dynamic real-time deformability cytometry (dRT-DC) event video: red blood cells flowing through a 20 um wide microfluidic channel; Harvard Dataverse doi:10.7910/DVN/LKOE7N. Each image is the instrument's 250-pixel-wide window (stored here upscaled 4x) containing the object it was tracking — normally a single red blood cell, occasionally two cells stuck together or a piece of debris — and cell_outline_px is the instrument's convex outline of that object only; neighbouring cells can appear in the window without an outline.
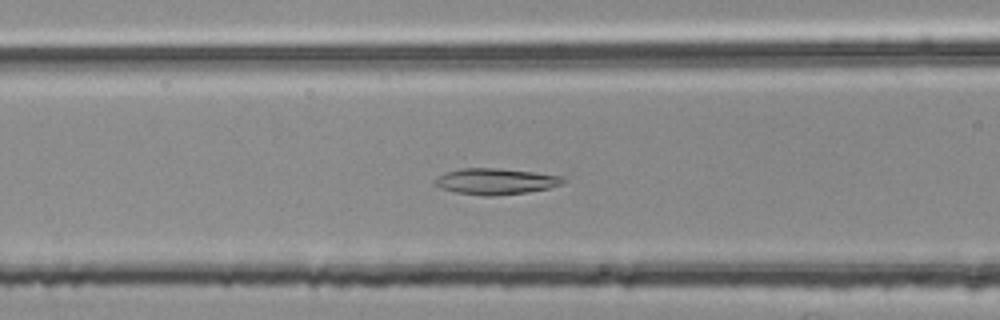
{"species": "common noctule bat (a hibernating species)", "species_latin": "Nyctalus noctula", "temperature_condition": "room temperature", "stored_images_in_passage": 53, "segment_of_instrument_passage": [2, 2], "camera_frame_rate_fps": 3000, "um_per_image_px": 0.085, "animal": {"sex": "female", "body_mass_g": 25.1}, "frame": {"image": 1, "passage_image": 22, "time_ms": 7.0, "image_size_px": [1000, 320], "cell_outline_px": [[568, 180], [560, 184], [548, 188], [528, 192], [492, 196], [484, 196], [456, 192], [440, 188], [432, 184], [432, 180], [436, 176], [444, 172], [460, 168], [500, 168], [536, 172], [564, 176]], "centroid_in_image_um": [42.09, 15.4], "position_along_channel_um": 124.5, "area_um2": 19.88}}
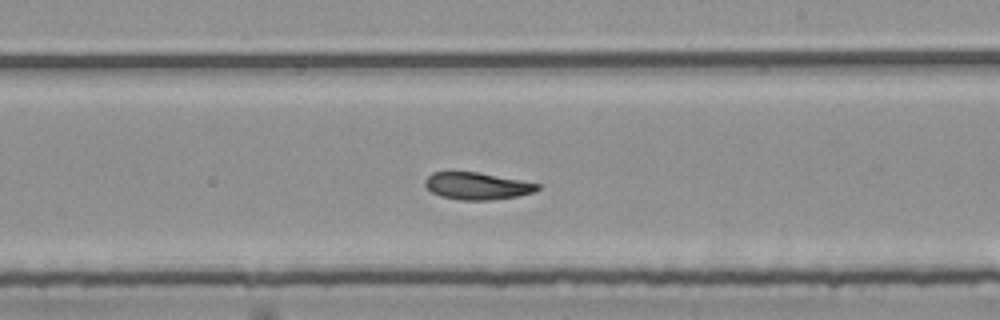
{"frame": {"image": 2, "passage_image": 32, "time_ms": 10.333, "image_size_px": [1000, 320], "cell_outline_px": [[540, 188], [532, 192], [516, 196], [492, 200], [460, 200], [440, 196], [432, 192], [424, 184], [424, 180], [432, 172], [480, 172], [540, 184]], "centroid_in_image_um": [40.53, 15.8], "position_along_channel_um": 248.5, "area_um2": 17.69}}
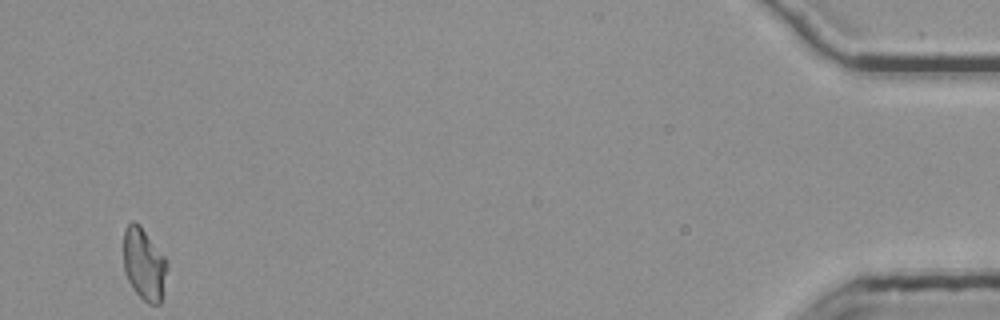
{"frame": {"image": 3, "passage_image": 53, "time_ms": 17.333, "image_size_px": [1000, 320], "cell_outline_px": [[168, 268], [160, 304], [148, 304], [132, 288], [128, 280], [124, 268], [124, 228], [132, 220], [140, 224], [168, 260]], "centroid_in_image_um": [12.26, 22.43], "position_along_channel_um": 422.9, "area_um2": 18.5}}